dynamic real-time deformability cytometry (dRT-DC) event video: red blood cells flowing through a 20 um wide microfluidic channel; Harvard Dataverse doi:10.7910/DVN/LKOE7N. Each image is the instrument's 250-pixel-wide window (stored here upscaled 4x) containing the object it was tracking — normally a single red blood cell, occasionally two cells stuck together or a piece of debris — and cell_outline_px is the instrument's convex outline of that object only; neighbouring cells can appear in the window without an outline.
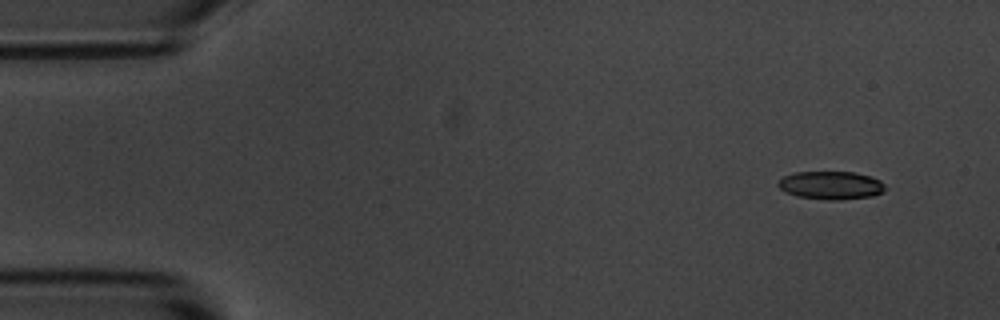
{"species": "common noctule bat (a hibernating species)", "species_latin": "Nyctalus noctula", "temperature_condition": "room temperature", "stored_images_in_passage": 51, "camera_frame_rate_fps": 3000, "um_per_image_px": 0.085, "animal": {"sex": "male", "body_mass_g": 20.1, "forearm_length_mm": 53.5}, "frame": {"image": 1, "passage_image": 1, "time_ms": 0.0, "image_size_px": [1000, 320], "cell_outline_px": [[884, 192], [872, 196], [840, 200], [828, 200], [796, 196], [784, 192], [776, 184], [784, 176], [796, 172], [856, 172], [880, 180], [884, 184]], "centroid_in_image_um": [70.62, 15.76], "position_along_channel_um": 14.4, "area_um2": 17.57}}
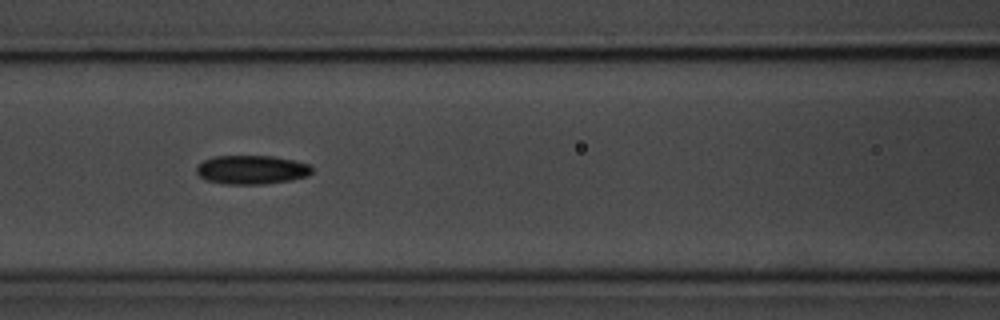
{"frame": {"image": 2, "passage_image": 20, "time_ms": 6.333, "image_size_px": [1000, 320], "cell_outline_px": [[312, 172], [308, 176], [292, 180], [264, 184], [224, 184], [204, 180], [196, 172], [196, 168], [204, 160], [212, 156], [272, 156], [292, 160], [308, 164], [312, 168]], "centroid_in_image_um": [21.37, 14.43], "position_along_channel_um": 145.2, "area_um2": 19.48}}
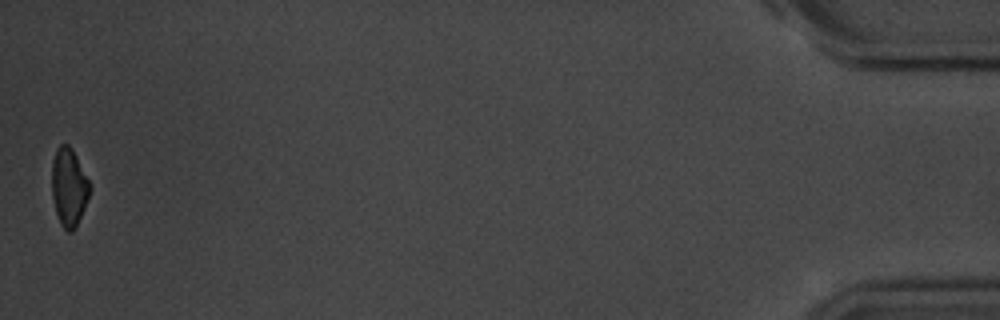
{"frame": {"image": 3, "passage_image": 51, "time_ms": 16.667, "image_size_px": [1000, 320], "cell_outline_px": [[92, 188], [76, 228], [72, 232], [68, 232], [60, 224], [56, 212], [52, 196], [52, 160], [56, 148], [60, 144], [68, 144], [72, 148]], "centroid_in_image_um": [5.85, 15.91], "position_along_channel_um": 429.4, "area_um2": 17.28}, "authors_computed_cell_mechanics": {"area_um2": 18.496, "velocity_mm_per_s": 3.6768, "shape_relaxation_time_tau1_ms": 2.2562, "shape_relaxation_time_tau2_ms": 7.1848, "deformation_change_tau1": 0.1027, "deformation_change_tau2": 0.1617}}